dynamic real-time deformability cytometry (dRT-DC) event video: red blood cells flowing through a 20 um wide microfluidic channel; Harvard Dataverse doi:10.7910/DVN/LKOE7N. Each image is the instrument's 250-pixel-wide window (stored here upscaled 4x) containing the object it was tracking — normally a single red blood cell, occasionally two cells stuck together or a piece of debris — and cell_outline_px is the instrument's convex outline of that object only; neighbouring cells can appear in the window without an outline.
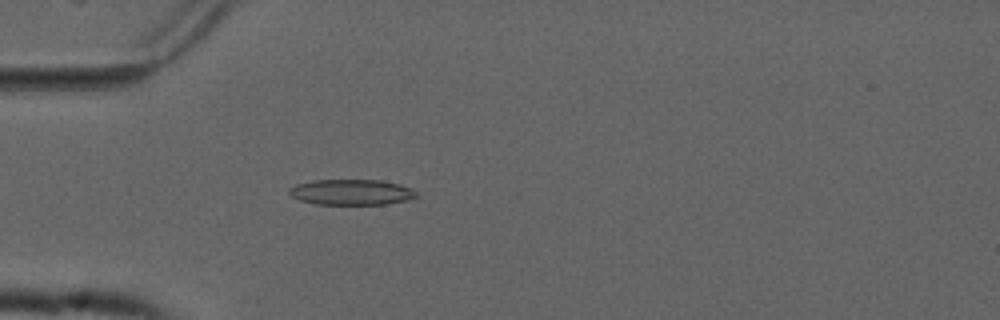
{"species": "common noctule bat (a hibernating species)", "species_latin": "Nyctalus noctula", "temperature_condition": "cold", "stored_images_in_passage": 45, "camera_frame_rate_fps": 3000, "um_per_image_px": 0.085, "animal": {"sex": "male", "forearm_length_mm": 52.5}, "frame": {"image": 1, "passage_image": 7, "time_ms": 2.0, "image_size_px": [1000, 320], "cell_outline_px": [[416, 196], [404, 200], [388, 204], [316, 204], [300, 200], [292, 196], [288, 192], [288, 188], [296, 184], [312, 180], [380, 180], [400, 184], [416, 192]], "centroid_in_image_um": [29.81, 16.32], "position_along_channel_um": 55.2, "area_um2": 18.79}}
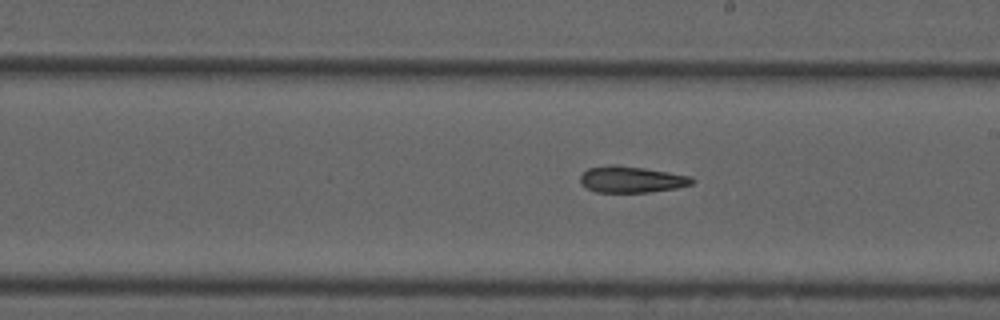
{"frame": {"image": 2, "passage_image": 22, "time_ms": 7.0, "image_size_px": [1000, 320], "cell_outline_px": [[696, 180], [692, 184], [676, 188], [648, 192], [596, 192], [580, 184], [580, 176], [588, 168], [608, 164], [616, 164], [644, 168], [692, 176]], "centroid_in_image_um": [53.67, 15.24], "position_along_channel_um": 235.3, "area_um2": 17.28}}
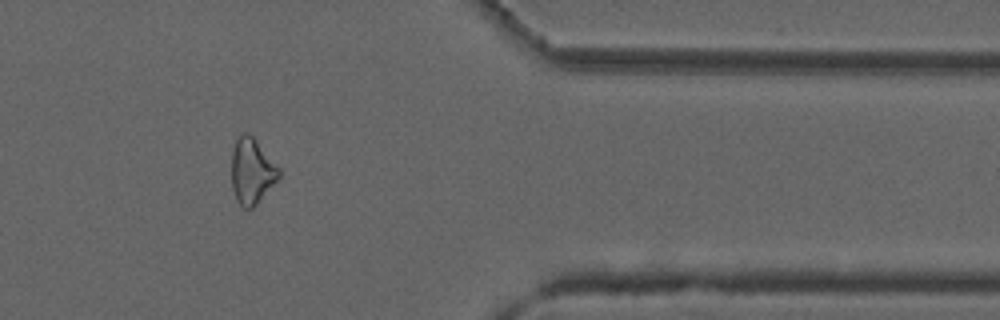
{"frame": {"image": 3, "passage_image": 36, "time_ms": 11.667, "image_size_px": [1000, 320], "cell_outline_px": [[280, 176], [256, 204], [252, 208], [244, 208], [236, 200], [232, 188], [232, 152], [236, 140], [244, 132], [248, 132], [256, 140], [280, 168]], "centroid_in_image_um": [21.4, 14.54], "position_along_channel_um": 390.0, "area_um2": 17.86}}